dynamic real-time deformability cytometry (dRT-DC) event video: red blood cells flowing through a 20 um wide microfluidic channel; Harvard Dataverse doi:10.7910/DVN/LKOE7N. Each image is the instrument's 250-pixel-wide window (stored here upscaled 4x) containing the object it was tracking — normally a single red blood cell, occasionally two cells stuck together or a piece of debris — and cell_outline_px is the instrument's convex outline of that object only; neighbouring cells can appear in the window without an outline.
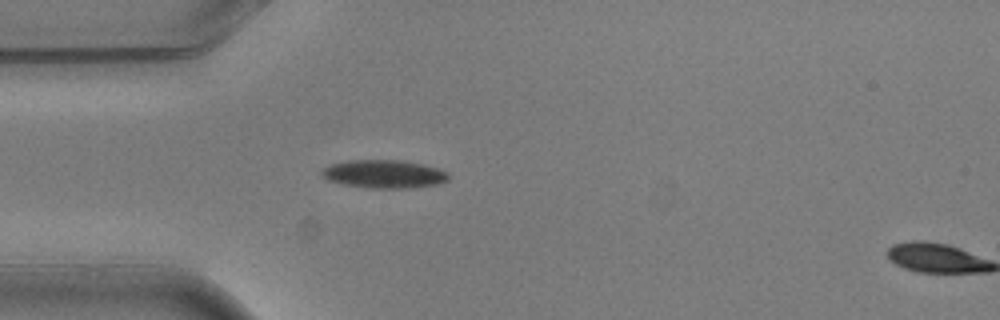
{"species": "common noctule bat (a hibernating species)", "species_latin": "Nyctalus noctula", "temperature_condition": "warm", "stored_images_in_passage": 2, "segment_of_instrument_passage": [1, 2], "camera_frame_rate_fps": 3000, "um_per_image_px": 0.085, "animal": {"sex": "male", "body_mass_g": 20.5, "forearm_length_mm": 52.5}, "frame": {"image": 1, "passage_image": 1, "time_ms": 0.0, "image_size_px": [1000, 320], "cell_outline_px": [[448, 180], [436, 184], [408, 188], [372, 188], [344, 184], [328, 180], [320, 172], [324, 168], [332, 164], [348, 160], [404, 160], [424, 164], [440, 168], [448, 172]], "centroid_in_image_um": [32.68, 14.78], "position_along_channel_um": 52.3, "area_um2": 20.75}}